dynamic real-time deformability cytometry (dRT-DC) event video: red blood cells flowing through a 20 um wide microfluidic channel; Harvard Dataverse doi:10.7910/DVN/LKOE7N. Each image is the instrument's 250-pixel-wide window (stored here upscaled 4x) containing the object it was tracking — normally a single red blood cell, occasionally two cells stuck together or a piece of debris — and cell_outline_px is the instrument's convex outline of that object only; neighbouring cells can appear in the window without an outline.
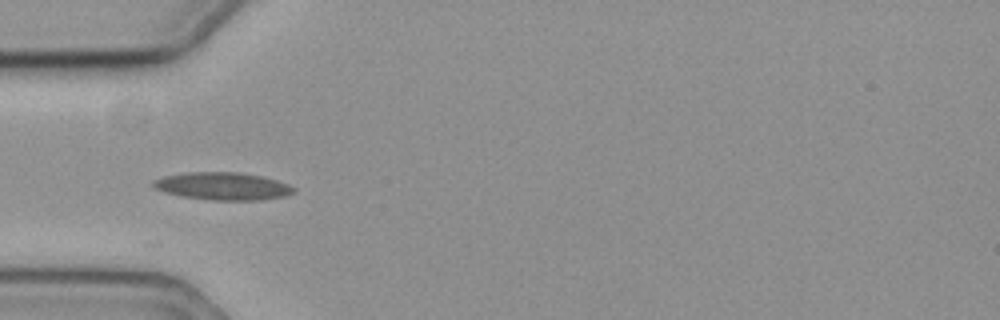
{"species": "common noctule bat (a hibernating species)", "species_latin": "Nyctalus noctula", "temperature_condition": "cold", "stored_images_in_passage": 41, "camera_frame_rate_fps": 3000, "um_per_image_px": 0.085, "animal": {"sex": "female", "body_mass_g": 19.3, "forearm_length_mm": 54.1}, "frame": {"image": 1, "passage_image": 1, "time_ms": 0.0, "image_size_px": [1000, 320], "cell_outline_px": [[296, 192], [284, 196], [260, 200], [212, 200], [180, 196], [164, 192], [152, 188], [152, 180], [164, 176], [188, 172], [240, 172], [264, 176], [288, 184], [296, 188]], "centroid_in_image_um": [18.92, 15.82], "position_along_channel_um": 66.1, "area_um2": 22.83}}
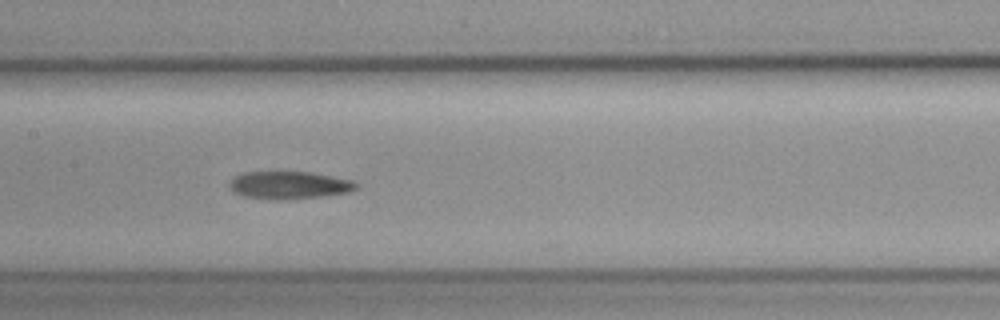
{"frame": {"image": 2, "passage_image": 11, "time_ms": 3.333, "image_size_px": [1000, 320], "cell_outline_px": [[360, 184], [352, 192], [324, 196], [288, 200], [276, 200], [244, 196], [232, 192], [228, 188], [228, 184], [236, 176], [244, 172], [308, 172], [352, 180]], "centroid_in_image_um": [24.59, 15.75], "position_along_channel_um": 182.8, "area_um2": 20.58}}
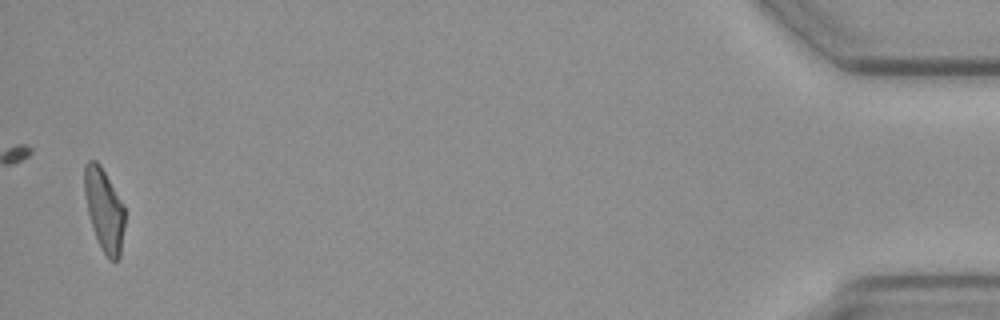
{"frame": {"image": 3, "passage_image": 40, "time_ms": 13.0, "image_size_px": [1000, 320], "cell_outline_px": [[124, 228], [120, 256], [116, 260], [108, 260], [100, 248], [92, 228], [88, 212], [84, 192], [84, 164], [88, 160], [96, 160], [100, 164], [124, 204]], "centroid_in_image_um": [8.85, 17.83], "position_along_channel_um": 426.4, "area_um2": 19.59}}